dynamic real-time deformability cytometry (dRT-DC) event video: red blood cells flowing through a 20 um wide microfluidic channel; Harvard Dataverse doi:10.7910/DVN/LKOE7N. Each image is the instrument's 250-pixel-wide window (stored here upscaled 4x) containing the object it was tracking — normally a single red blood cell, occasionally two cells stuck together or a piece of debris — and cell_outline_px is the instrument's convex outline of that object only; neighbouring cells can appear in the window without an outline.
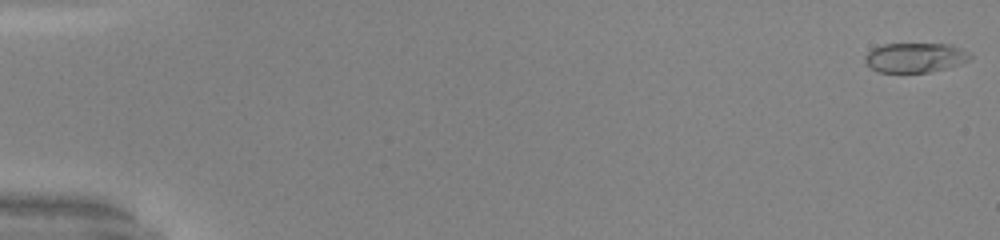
{"species": "common noctule bat (a hibernating species)", "species_latin": "Nyctalus noctula", "temperature_condition": "warm", "stored_images_in_passage": 52, "camera_frame_rate_fps": 3000, "um_per_image_px": 0.085, "animal": {"sex": "male", "body_mass_g": 20.0, "forearm_length_mm": 53.3}, "frame": {"image": 1, "passage_image": 1, "time_ms": 0.0, "image_size_px": [1000, 240], "cell_outline_px": [[972, 56], [968, 60], [960, 64], [948, 68], [928, 72], [876, 72], [864, 60], [864, 56], [872, 48], [884, 44], [952, 44], [968, 52]], "centroid_in_image_um": [77.78, 4.89], "position_along_channel_um": 7.2, "area_um2": 18.15}}
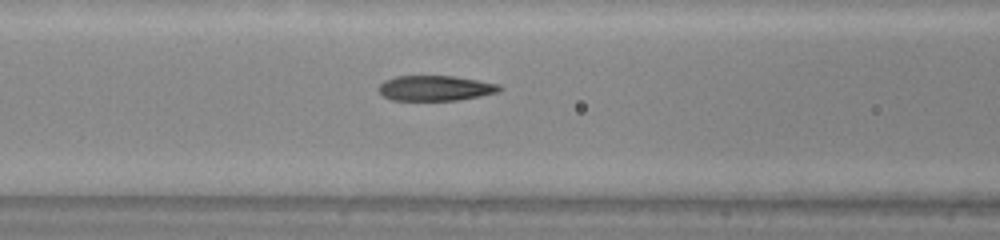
{"frame": {"image": 2, "passage_image": 23, "time_ms": 7.333, "image_size_px": [1000, 240], "cell_outline_px": [[504, 88], [500, 92], [480, 96], [456, 100], [392, 100], [384, 96], [380, 92], [380, 84], [384, 80], [396, 76], [452, 76], [500, 84]], "centroid_in_image_um": [37.04, 7.49], "position_along_channel_um": 129.6, "area_um2": 17.69}}
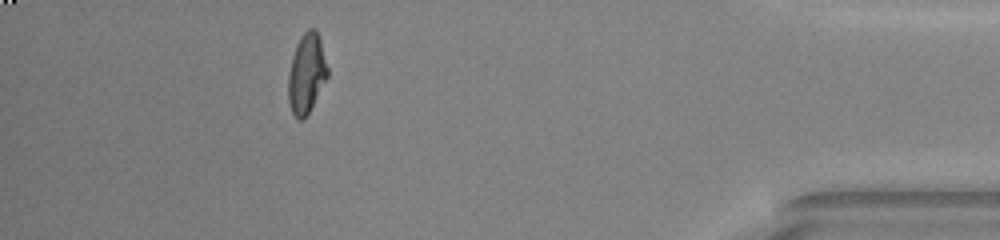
{"frame": {"image": 3, "passage_image": 47, "time_ms": 15.333, "image_size_px": [1000, 240], "cell_outline_px": [[328, 76], [304, 120], [300, 120], [292, 112], [288, 100], [288, 76], [292, 56], [296, 44], [300, 36], [308, 28], [316, 28], [320, 40], [328, 68]], "centroid_in_image_um": [26.05, 6.22], "position_along_channel_um": 409.2, "area_um2": 18.15}, "authors_computed_cell_mechanics": {"area_um2": 18.3515, "velocity_mm_per_s": 4.0884, "shape_relaxation_time_tau1_ms": 7.3781, "shape_relaxation_time_tau2_ms": 0.9665, "deformation_change_tau1": 0.306, "deformation_change_tau2": 0.0465}}